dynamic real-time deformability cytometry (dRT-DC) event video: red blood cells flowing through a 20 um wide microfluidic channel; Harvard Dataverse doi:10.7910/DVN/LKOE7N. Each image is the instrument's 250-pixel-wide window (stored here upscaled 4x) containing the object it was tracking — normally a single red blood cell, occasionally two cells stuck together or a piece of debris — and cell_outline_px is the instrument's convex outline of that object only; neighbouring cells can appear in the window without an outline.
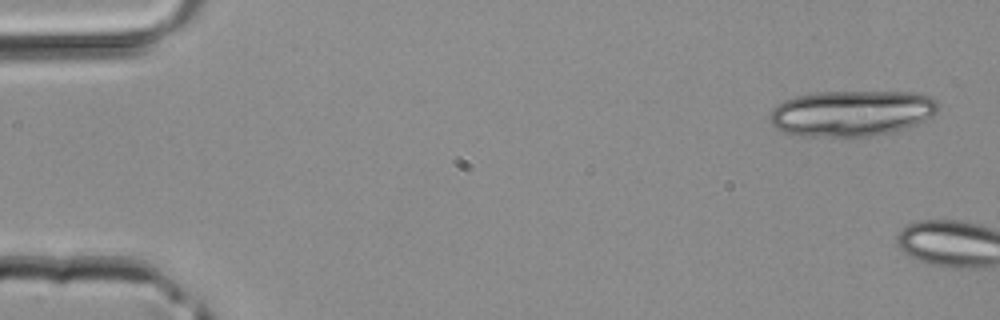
{"species": "common noctule bat (a hibernating species)", "species_latin": "Nyctalus noctula", "temperature_condition": "room temperature", "stored_images_in_passage": 4, "camera_frame_rate_fps": 3000, "um_per_image_px": 0.085, "animal": {"sex": "male", "body_mass_g": 20.4}, "frame": {"image": 1, "passage_image": 2, "time_ms": 0.333, "image_size_px": [1000, 320], "cell_outline_px": [[940, 108], [932, 116], [908, 128], [868, 136], [800, 136], [784, 132], [776, 128], [768, 120], [772, 108], [776, 104], [784, 100], [796, 96], [816, 92], [912, 92], [932, 96], [940, 104]], "centroid_in_image_um": [72.39, 9.61], "position_along_channel_um": 12.6, "area_um2": 45.26}}